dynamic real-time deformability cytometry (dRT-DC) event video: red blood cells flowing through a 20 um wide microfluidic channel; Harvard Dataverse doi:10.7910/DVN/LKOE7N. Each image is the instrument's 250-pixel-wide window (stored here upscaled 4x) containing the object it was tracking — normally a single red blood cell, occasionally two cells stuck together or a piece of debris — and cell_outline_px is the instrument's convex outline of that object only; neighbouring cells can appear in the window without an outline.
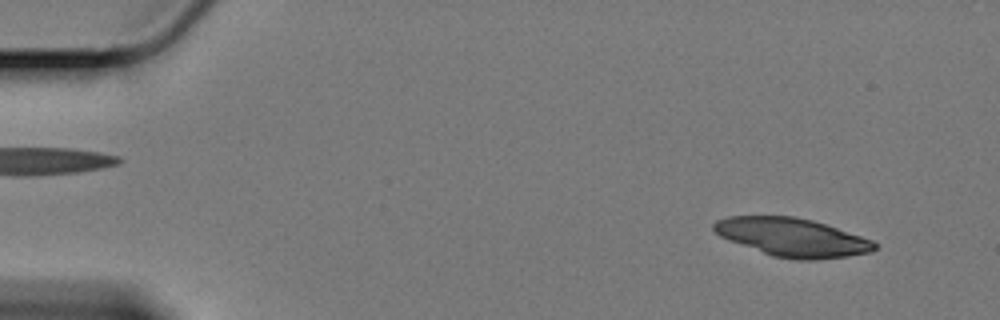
{"species": "Egyptian fruit bat (a non-hibernating species)", "species_latin": "Rousettus aegyptiacus", "temperature_condition": "cold", "stored_images_in_passage": 65, "camera_frame_rate_fps": 3000, "um_per_image_px": 0.085, "animal": {"sex": "female"}, "frame": {"image": 1, "passage_image": 4, "time_ms": 1.0, "image_size_px": [1000, 320], "cell_outline_px": [[876, 248], [872, 252], [848, 256], [808, 260], [800, 260], [772, 256], [720, 236], [712, 228], [712, 224], [716, 220], [728, 216], [792, 216], [812, 220], [872, 240], [876, 244]], "centroid_in_image_um": [67.32, 20.17], "position_along_channel_um": 17.7, "area_um2": 35.49}}